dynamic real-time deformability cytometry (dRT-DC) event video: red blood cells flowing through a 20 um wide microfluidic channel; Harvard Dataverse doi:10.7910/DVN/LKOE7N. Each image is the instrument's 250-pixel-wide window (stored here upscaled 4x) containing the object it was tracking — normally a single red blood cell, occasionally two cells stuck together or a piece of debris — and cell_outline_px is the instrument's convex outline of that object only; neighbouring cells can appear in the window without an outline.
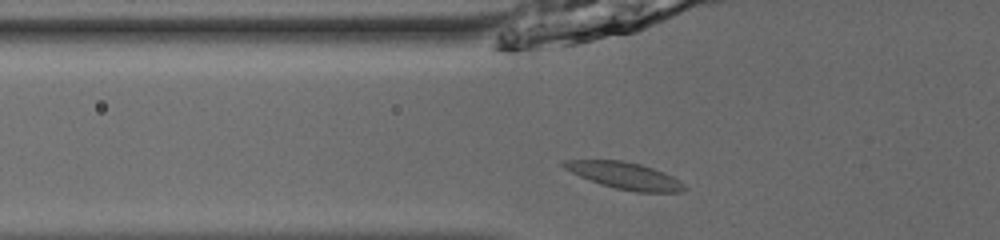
{"species": "common noctule bat (a hibernating species)", "species_latin": "Nyctalus noctula", "temperature_condition": "room temperature", "stored_images_in_passage": 34, "camera_frame_rate_fps": 3000, "um_per_image_px": 0.085, "animal": {"sex": "male", "body_mass_g": 13.0, "forearm_length_mm": 53.1}, "frame": {"image": 1, "passage_image": 2, "time_ms": 0.333, "image_size_px": [1000, 240], "cell_outline_px": [[688, 188], [684, 192], [636, 192], [616, 188], [600, 184], [580, 176], [564, 168], [560, 164], [560, 160], [624, 160], [640, 164], [652, 168], [672, 176], [680, 180]], "centroid_in_image_um": [53.12, 14.93], "position_along_channel_um": 72.7, "area_um2": 18.84}}
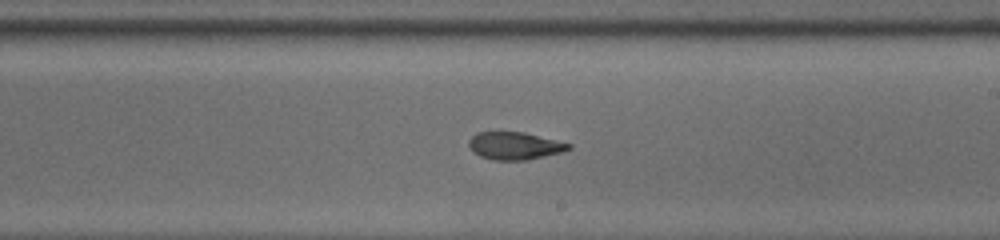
{"frame": {"image": 2, "passage_image": 15, "time_ms": 4.667, "image_size_px": [1000, 240], "cell_outline_px": [[572, 148], [564, 152], [528, 160], [492, 160], [480, 156], [472, 152], [468, 144], [468, 140], [476, 132], [524, 132], [572, 144]], "centroid_in_image_um": [43.75, 12.4], "position_along_channel_um": 245.2, "area_um2": 16.24}}
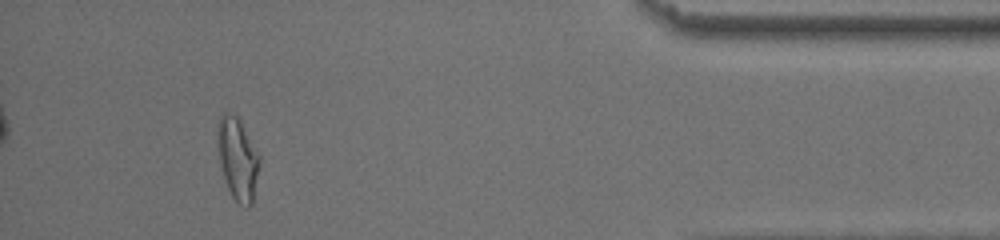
{"frame": {"image": 3, "passage_image": 31, "time_ms": 10.0, "image_size_px": [1000, 240], "cell_outline_px": [[260, 164], [252, 204], [248, 208], [240, 204], [232, 196], [228, 188], [220, 164], [216, 132], [216, 124], [220, 116], [224, 112], [228, 112], [236, 116], [240, 120], [260, 156]], "centroid_in_image_um": [20.19, 13.47], "position_along_channel_um": 415.0, "area_um2": 20.11}, "authors_computed_cell_mechanics": {"area_um2": 16.9354, "velocity_mm_per_s": 3.9669, "shape_relaxation_time_tau1_ms": 5.324, "shape_relaxation_time_tau2_ms": 2.8571, "deformation_change_tau1": 0.2019, "deformation_change_tau2": 0.0971}}